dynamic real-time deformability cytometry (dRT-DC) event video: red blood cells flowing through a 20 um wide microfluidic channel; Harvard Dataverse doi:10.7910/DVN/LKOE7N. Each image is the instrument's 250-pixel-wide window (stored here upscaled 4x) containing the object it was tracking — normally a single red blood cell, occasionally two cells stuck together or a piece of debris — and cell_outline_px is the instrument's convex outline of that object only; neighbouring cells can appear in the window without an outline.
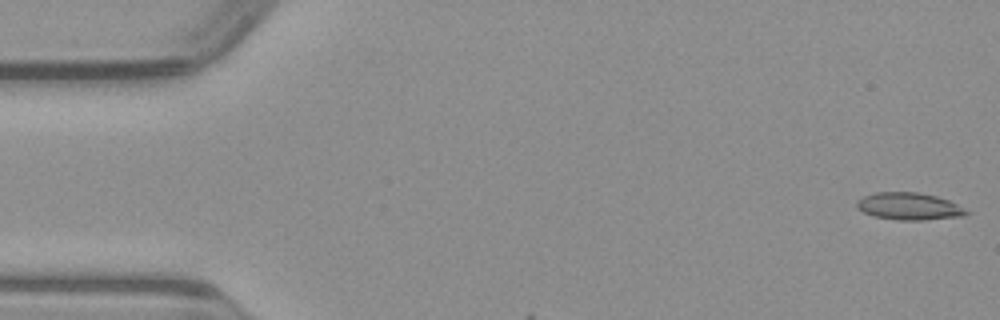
{"species": "common noctule bat (a hibernating species)", "species_latin": "Nyctalus noctula", "temperature_condition": "warm", "stored_images_in_passage": 32, "camera_frame_rate_fps": 3000, "um_per_image_px": 0.085, "animal": {"sex": "male", "body_mass_g": 23.1, "forearm_length_mm": 52.7}, "frame": {"image": 1, "passage_image": 1, "time_ms": 0.0, "image_size_px": [1000, 320], "cell_outline_px": [[972, 212], [964, 216], [924, 220], [896, 220], [876, 216], [864, 212], [856, 208], [856, 200], [864, 196], [876, 192], [920, 192], [936, 196], [948, 200]], "centroid_in_image_um": [77.28, 17.53], "position_along_channel_um": 7.7, "area_um2": 17.46}}
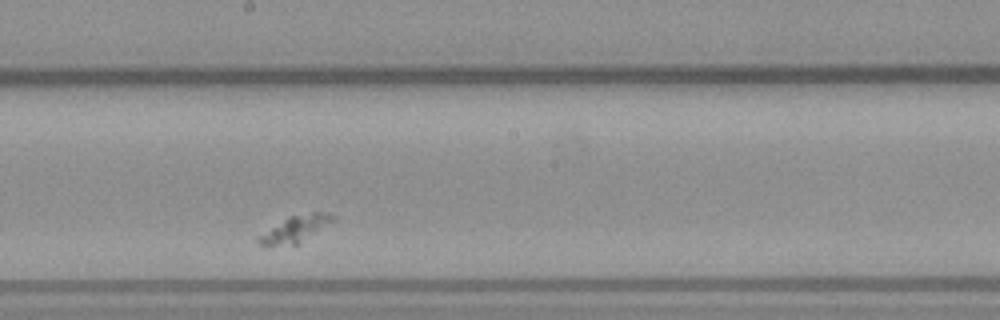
{"frame": {"image": 2, "passage_image": 19, "time_ms": 6.0, "image_size_px": [1000, 320], "cell_outline_px": [[336, 220], [296, 244], [260, 244], [256, 240], [256, 236], [288, 216], [312, 212], [328, 212]], "centroid_in_image_um": [25.09, 19.42], "position_along_channel_um": 223.1, "area_um2": 11.16}}
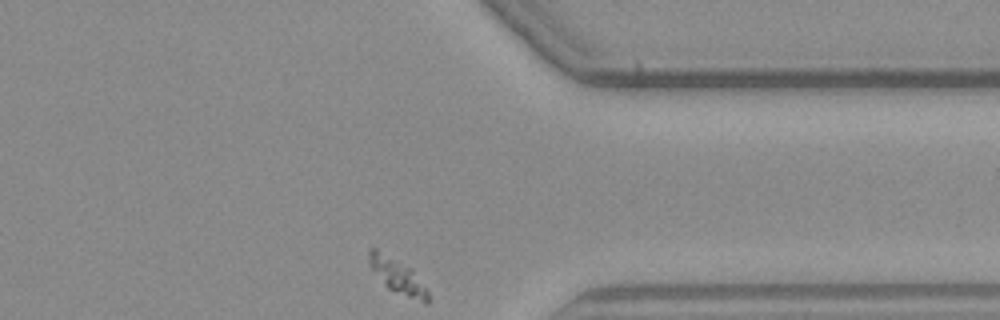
{"frame": {"image": 3, "passage_image": 32, "time_ms": 10.333, "image_size_px": [1000, 320], "cell_outline_px": [[428, 304], [424, 304], [388, 288], [384, 284], [372, 268], [368, 260], [368, 248], [376, 248], [412, 268], [428, 292]], "centroid_in_image_um": [33.79, 23.44], "position_along_channel_um": 377.6, "area_um2": 11.79}}